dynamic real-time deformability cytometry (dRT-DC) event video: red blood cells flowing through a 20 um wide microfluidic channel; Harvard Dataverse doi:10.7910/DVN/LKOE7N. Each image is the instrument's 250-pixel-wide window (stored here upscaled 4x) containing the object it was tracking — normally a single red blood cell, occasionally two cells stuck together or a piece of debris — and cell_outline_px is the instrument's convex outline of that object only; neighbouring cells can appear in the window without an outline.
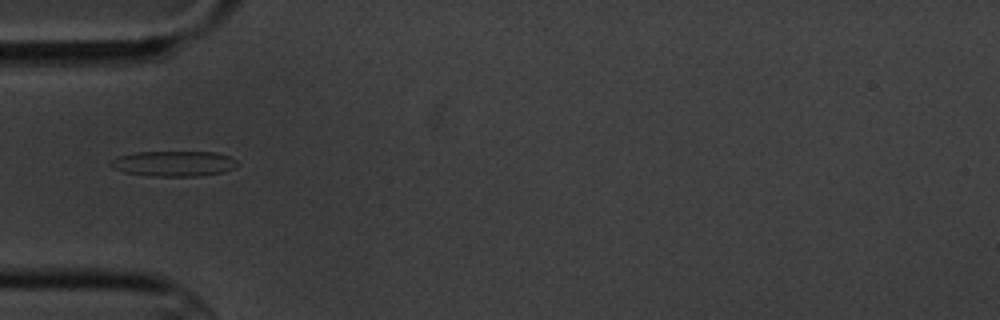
{"species": "common noctule bat (a hibernating species)", "species_latin": "Nyctalus noctula", "temperature_condition": "cold", "stored_images_in_passage": 12, "camera_frame_rate_fps": 3000, "um_per_image_px": 0.085, "animal": {"sex": "male", "body_mass_g": 20.1, "forearm_length_mm": 53.5}, "frame": {"image": 1, "passage_image": 2, "time_ms": 1.333, "image_size_px": [1000, 320], "cell_outline_px": [[240, 164], [224, 172], [200, 176], [148, 176], [124, 172], [112, 168], [108, 164], [116, 156], [136, 152], [216, 152], [228, 156], [236, 160]], "centroid_in_image_um": [14.74, 13.91], "position_along_channel_um": 70.3, "area_um2": 18.9}}
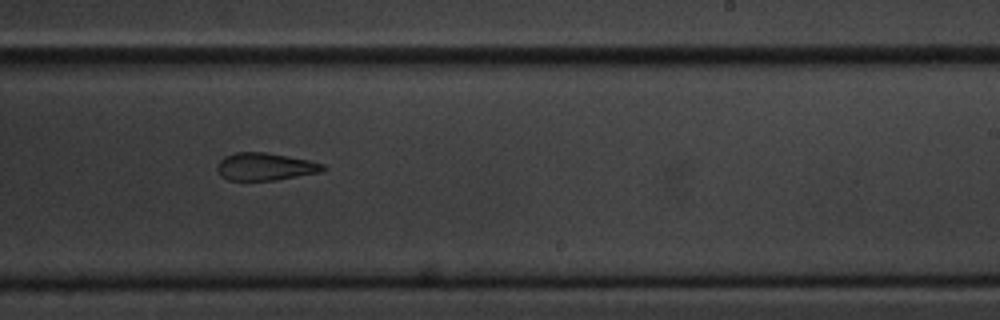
{"frame": {"image": 2, "passage_image": 7, "time_ms": 7.0, "image_size_px": [1000, 320], "cell_outline_px": [[324, 168], [320, 172], [276, 180], [228, 180], [220, 176], [216, 168], [216, 164], [224, 156], [236, 152], [264, 152], [308, 160], [324, 164]], "centroid_in_image_um": [22.47, 14.16], "position_along_channel_um": 266.5, "area_um2": 16.88}}
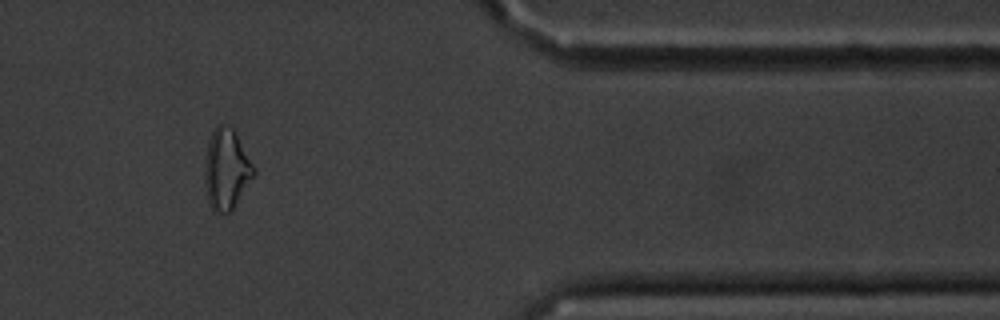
{"frame": {"image": 3, "passage_image": 10, "time_ms": 11.333, "image_size_px": [1000, 320], "cell_outline_px": [[256, 172], [232, 212], [212, 212], [208, 204], [204, 180], [204, 160], [208, 140], [212, 132], [220, 124], [224, 124], [232, 128], [256, 168]], "centroid_in_image_um": [19.22, 14.43], "position_along_channel_um": 392.2, "area_um2": 23.29}, "authors_computed_cell_mechanics": {"area_um2": 18.6405, "velocity_mm_per_s": 3.4498, "shape_relaxation_time_tau1_ms": null, "shape_relaxation_time_tau2_ms": 5.0253, "deformation_change_tau1": null, "deformation_change_tau2": 0.1446}}